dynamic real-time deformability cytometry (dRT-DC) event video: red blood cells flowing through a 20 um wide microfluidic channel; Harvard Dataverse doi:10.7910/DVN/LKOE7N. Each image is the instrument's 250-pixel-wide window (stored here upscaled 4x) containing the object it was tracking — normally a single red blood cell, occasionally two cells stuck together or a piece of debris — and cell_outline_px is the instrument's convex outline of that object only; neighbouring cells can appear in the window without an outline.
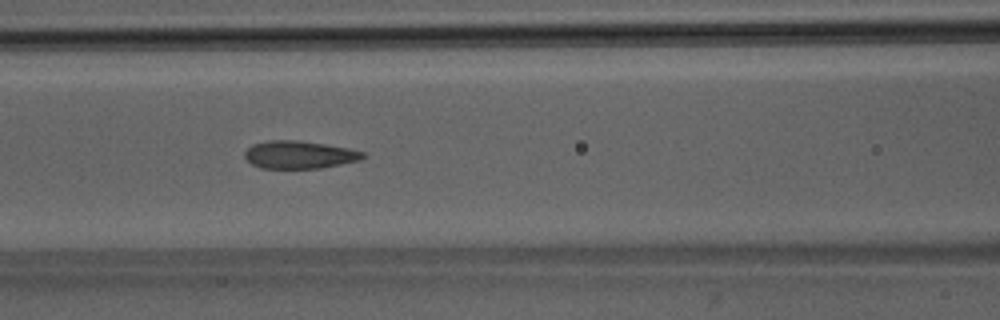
{"species": "Egyptian fruit bat (a non-hibernating species)", "species_latin": "Rousettus aegyptiacus", "temperature_condition": "room temperature", "stored_images_in_passage": 43, "camera_frame_rate_fps": 3000, "um_per_image_px": 0.085, "animal": {"sex": "male"}, "frame": {"image": 1, "passage_image": 14, "time_ms": 4.333, "image_size_px": [1000, 320], "cell_outline_px": [[364, 156], [360, 160], [320, 168], [260, 168], [252, 164], [244, 156], [244, 152], [252, 144], [268, 140], [296, 140], [324, 144], [348, 148], [364, 152]], "centroid_in_image_um": [25.41, 13.15], "position_along_channel_um": 141.2, "area_um2": 18.96}}
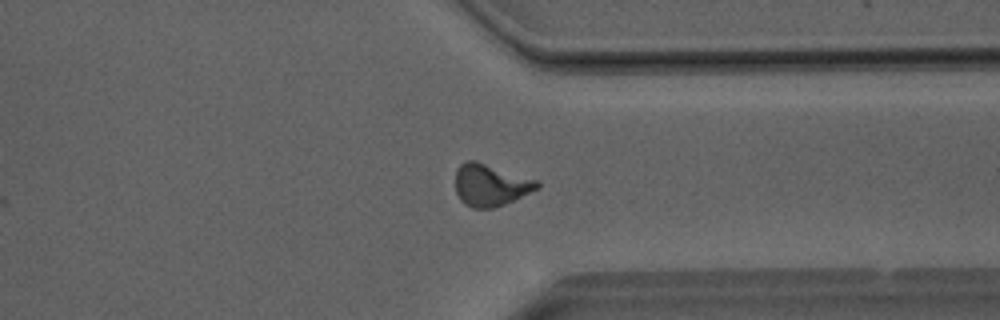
{"frame": {"image": 2, "passage_image": 31, "time_ms": 10.0, "image_size_px": [1000, 320], "cell_outline_px": [[540, 188], [504, 204], [492, 208], [472, 208], [464, 204], [460, 200], [456, 192], [456, 168], [460, 164], [468, 160], [476, 160], [540, 180]], "centroid_in_image_um": [41.71, 15.71], "position_along_channel_um": 369.7, "area_um2": 20.29}}
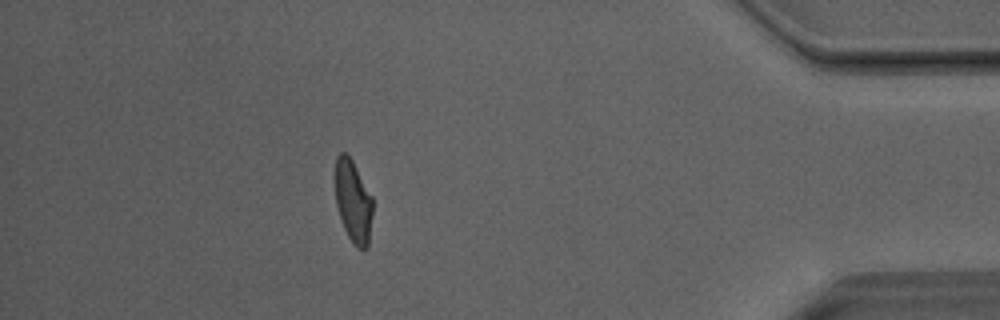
{"frame": {"image": 3, "passage_image": 37, "time_ms": 12.0, "image_size_px": [1000, 320], "cell_outline_px": [[372, 216], [368, 248], [364, 252], [356, 248], [352, 244], [344, 228], [336, 204], [336, 156], [340, 152], [344, 152], [352, 160], [372, 196]], "centroid_in_image_um": [30.04, 17.18], "position_along_channel_um": 405.2, "area_um2": 18.03}, "authors_computed_cell_mechanics": {"area_um2": 19.2474, "velocity_mm_per_s": 4.0506, "shape_relaxation_time_tau1_ms": 9.1437, "shape_relaxation_time_tau2_ms": 1.114, "deformation_change_tau1": 0.2299, "deformation_change_tau2": 0.0756}}